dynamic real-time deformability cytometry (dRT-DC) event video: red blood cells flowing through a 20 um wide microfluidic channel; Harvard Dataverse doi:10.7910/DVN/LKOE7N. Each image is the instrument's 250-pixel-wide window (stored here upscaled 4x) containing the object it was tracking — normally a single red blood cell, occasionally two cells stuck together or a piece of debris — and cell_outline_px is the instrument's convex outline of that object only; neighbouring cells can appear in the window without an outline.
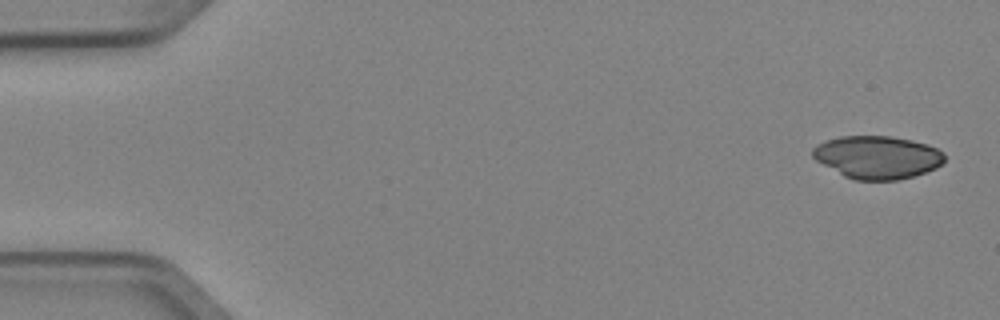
{"species": "Egyptian fruit bat (a non-hibernating species)", "species_latin": "Rousettus aegyptiacus", "temperature_condition": "cold", "stored_images_in_passage": 5, "camera_frame_rate_fps": 3000, "um_per_image_px": 0.085, "animal": {"sex": "female"}, "frame": {"image": 1, "passage_image": 1, "time_ms": 0.0, "image_size_px": [1000, 320], "cell_outline_px": [[944, 160], [936, 168], [912, 176], [896, 180], [852, 180], [844, 176], [816, 160], [812, 156], [812, 148], [816, 144], [840, 136], [892, 136], [912, 140], [928, 144], [944, 152]], "centroid_in_image_um": [74.56, 13.36], "position_along_channel_um": 10.4, "area_um2": 32.89}}
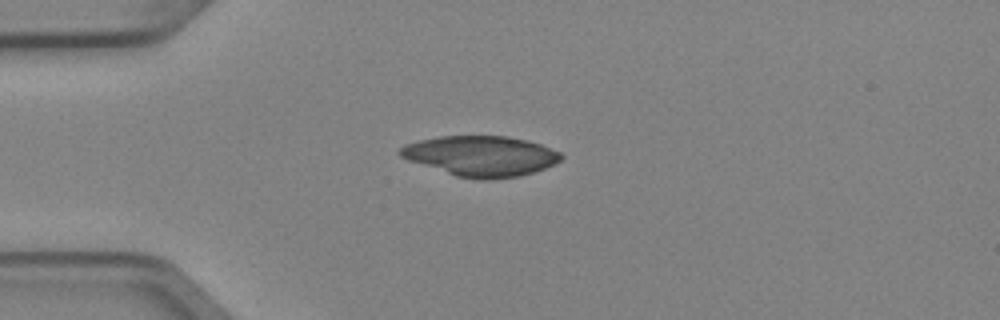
{"frame": {"image": 2, "passage_image": 4, "time_ms": 1.0, "image_size_px": [1000, 320], "cell_outline_px": [[564, 156], [560, 160], [544, 168], [520, 176], [492, 180], [476, 180], [456, 176], [408, 160], [400, 156], [396, 152], [404, 144], [420, 140], [440, 136], [504, 136], [528, 140], [540, 144], [560, 152]], "centroid_in_image_um": [40.85, 13.26], "position_along_channel_um": 44.2, "area_um2": 37.86}}